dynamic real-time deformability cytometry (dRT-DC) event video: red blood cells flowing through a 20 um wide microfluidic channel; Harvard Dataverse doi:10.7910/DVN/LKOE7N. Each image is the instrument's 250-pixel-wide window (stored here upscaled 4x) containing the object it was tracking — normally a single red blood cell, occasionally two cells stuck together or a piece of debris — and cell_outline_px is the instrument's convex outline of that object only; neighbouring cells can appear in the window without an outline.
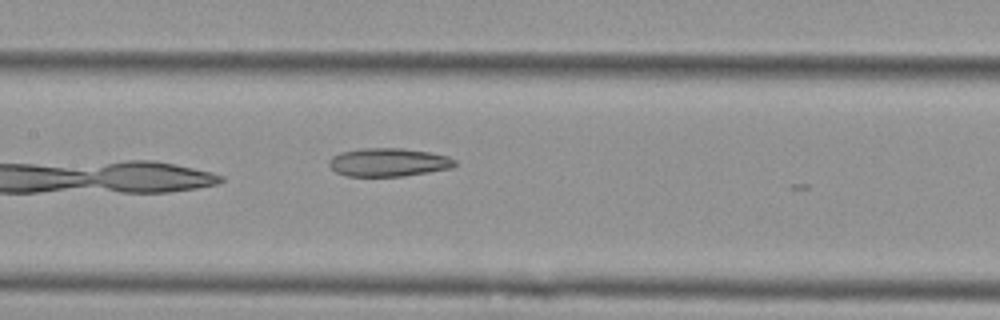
{"species": "Egyptian fruit bat (a non-hibernating species)", "species_latin": "Rousettus aegyptiacus", "temperature_condition": "cold", "stored_images_in_passage": 4, "camera_frame_rate_fps": 3000, "um_per_image_px": 0.085, "animal": {"sex": "female"}, "frame": {"image": 1, "passage_image": 4, "time_ms": 1.0, "image_size_px": [1000, 320], "cell_outline_px": [[456, 164], [452, 168], [404, 176], [348, 176], [336, 172], [328, 164], [328, 160], [332, 156], [340, 152], [360, 148], [400, 148], [428, 152], [448, 156], [456, 160]], "centroid_in_image_um": [33.0, 13.79], "position_along_channel_um": 174.4, "area_um2": 20.81}}